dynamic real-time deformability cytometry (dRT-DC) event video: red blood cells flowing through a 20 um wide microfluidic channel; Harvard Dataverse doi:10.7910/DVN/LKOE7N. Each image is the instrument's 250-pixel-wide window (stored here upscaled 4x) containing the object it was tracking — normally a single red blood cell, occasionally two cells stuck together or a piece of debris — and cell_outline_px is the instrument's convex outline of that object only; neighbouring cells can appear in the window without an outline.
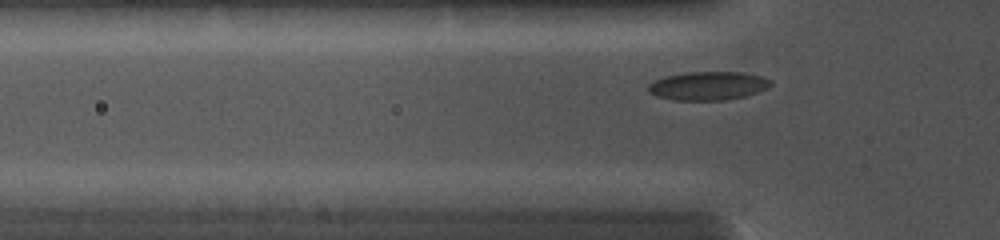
{"species": "common noctule bat (a hibernating species)", "species_latin": "Nyctalus noctula", "temperature_condition": "cold", "stored_images_in_passage": 72, "camera_frame_rate_fps": 5000, "um_per_image_px": 0.085, "animal": {"sex": "female", "body_mass_g": 19.0, "forearm_length_mm": 56.7}, "frame": {"image": 1, "passage_image": 12, "time_ms": 2.0, "image_size_px": [1000, 240], "cell_outline_px": [[772, 84], [768, 88], [744, 96], [724, 100], [676, 100], [656, 96], [648, 92], [648, 84], [664, 76], [684, 72], [744, 72], [760, 76], [772, 80]], "centroid_in_image_um": [60.17, 7.28], "position_along_channel_um": 65.6, "area_um2": 20.4}}
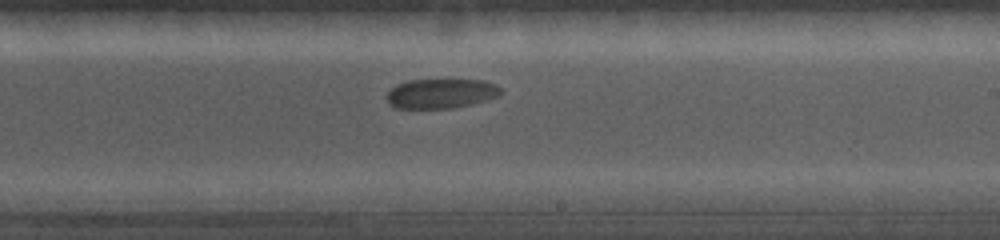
{"frame": {"image": 2, "passage_image": 33, "time_ms": 6.4, "image_size_px": [1000, 240], "cell_outline_px": [[504, 92], [500, 96], [472, 104], [452, 108], [396, 108], [388, 104], [388, 92], [396, 84], [408, 80], [484, 80], [496, 84]], "centroid_in_image_um": [37.52, 7.95], "position_along_channel_um": 251.5, "area_um2": 19.77}}
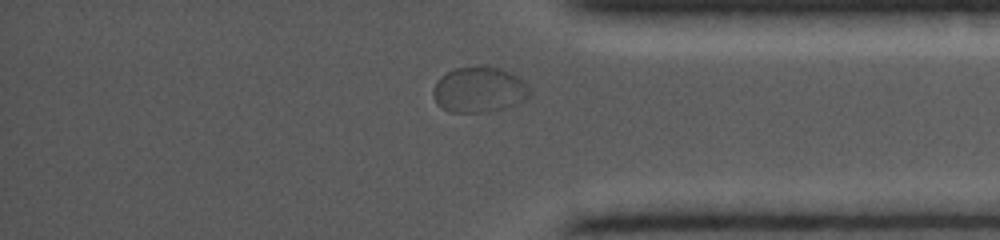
{"frame": {"image": 3, "passage_image": 57, "time_ms": 9.8, "image_size_px": [1000, 240], "cell_outline_px": [[532, 96], [528, 100], [520, 104], [504, 108], [484, 112], [448, 112], [440, 108], [436, 104], [432, 96], [432, 88], [440, 76], [456, 68], [500, 68], [512, 72], [524, 80], [532, 92]], "centroid_in_image_um": [40.76, 7.66], "position_along_channel_um": 394.4, "area_um2": 26.01}}